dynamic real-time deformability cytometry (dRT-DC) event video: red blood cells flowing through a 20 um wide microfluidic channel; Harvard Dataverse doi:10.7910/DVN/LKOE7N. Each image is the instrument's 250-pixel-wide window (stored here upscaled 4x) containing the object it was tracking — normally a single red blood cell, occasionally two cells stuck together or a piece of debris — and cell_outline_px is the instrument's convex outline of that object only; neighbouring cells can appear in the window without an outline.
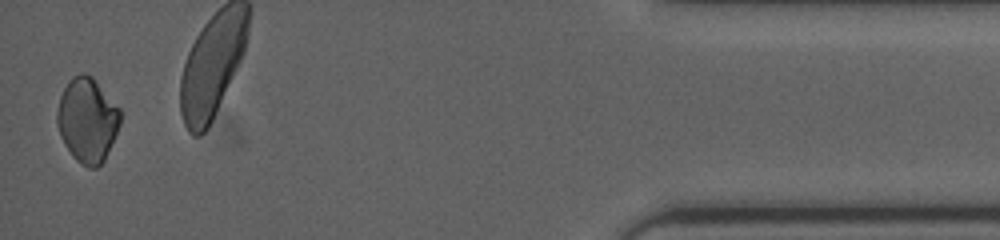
{"species": "human", "species_latin": "Homo sapiens", "temperature_condition": "cold", "stored_images_in_passage": 78, "camera_frame_rate_fps": 3000, "um_per_image_px": 0.085, "donor": {"sex": "female"}, "frame": {"image": 1, "passage_image": 77, "time_ms": 18.333, "image_size_px": [1000, 240], "cell_outline_px": [[120, 124], [104, 160], [96, 168], [88, 168], [80, 164], [72, 156], [64, 144], [60, 136], [56, 124], [56, 112], [60, 96], [68, 80], [72, 76], [80, 72], [84, 72], [92, 76], [120, 108]], "centroid_in_image_um": [7.39, 10.19], "position_along_channel_um": 427.8, "area_um2": 31.33}}